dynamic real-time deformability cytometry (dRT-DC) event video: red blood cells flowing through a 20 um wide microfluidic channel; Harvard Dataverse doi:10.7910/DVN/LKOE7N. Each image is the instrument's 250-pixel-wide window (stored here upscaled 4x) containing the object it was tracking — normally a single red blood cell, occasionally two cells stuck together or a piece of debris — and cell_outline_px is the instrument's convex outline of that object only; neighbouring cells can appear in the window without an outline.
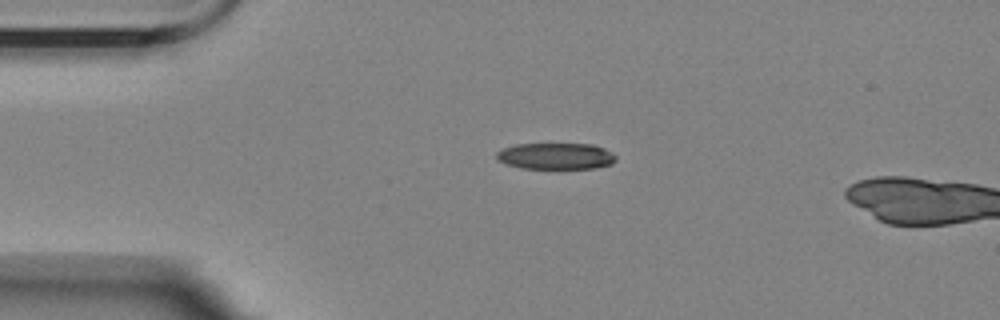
{"species": "Egyptian fruit bat (a non-hibernating species)", "species_latin": "Rousettus aegyptiacus", "temperature_condition": "room temperature", "stored_images_in_passage": 3, "camera_frame_rate_fps": 3000, "um_per_image_px": 0.085, "animal": {"sex": "female"}, "frame": {"image": 1, "passage_image": 2, "time_ms": 1.333, "image_size_px": [1000, 320], "cell_outline_px": [[616, 160], [612, 164], [596, 168], [520, 168], [508, 164], [500, 160], [496, 156], [496, 152], [504, 148], [516, 144], [592, 144], [604, 148], [612, 152], [616, 156]], "centroid_in_image_um": [47.29, 13.26], "position_along_channel_um": 37.7, "area_um2": 18.26}}